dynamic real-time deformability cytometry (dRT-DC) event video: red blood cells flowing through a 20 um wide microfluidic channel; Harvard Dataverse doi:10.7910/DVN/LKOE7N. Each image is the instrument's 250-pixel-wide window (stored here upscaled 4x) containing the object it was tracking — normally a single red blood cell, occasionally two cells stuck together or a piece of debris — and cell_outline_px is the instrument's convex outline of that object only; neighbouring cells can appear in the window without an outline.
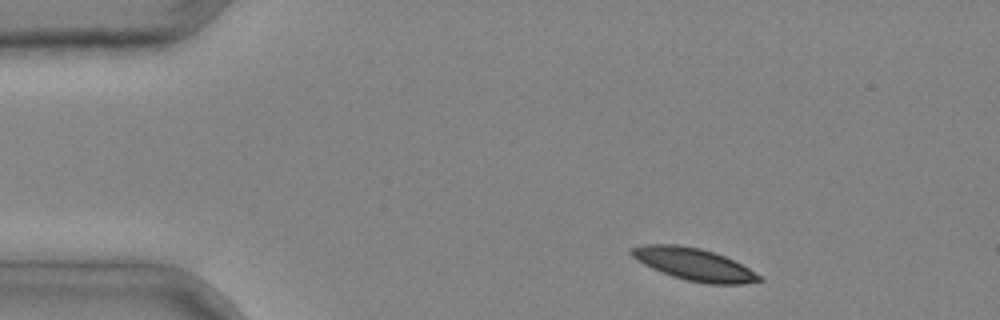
{"species": "common noctule bat (a hibernating species)", "species_latin": "Nyctalus noctula", "temperature_condition": "cold", "stored_images_in_passage": 2, "camera_frame_rate_fps": 3000, "um_per_image_px": 0.085, "animal": {"sex": "male", "body_mass_g": 20.4}, "frame": {"image": 1, "passage_image": 1, "time_ms": 0.0, "image_size_px": [1000, 320], "cell_outline_px": [[764, 280], [744, 284], [704, 284], [672, 276], [652, 268], [636, 260], [628, 252], [632, 248], [644, 244], [676, 244], [700, 248], [724, 256], [748, 268], [760, 276]], "centroid_in_image_um": [58.96, 22.47], "position_along_channel_um": 26.0, "area_um2": 23.81}}